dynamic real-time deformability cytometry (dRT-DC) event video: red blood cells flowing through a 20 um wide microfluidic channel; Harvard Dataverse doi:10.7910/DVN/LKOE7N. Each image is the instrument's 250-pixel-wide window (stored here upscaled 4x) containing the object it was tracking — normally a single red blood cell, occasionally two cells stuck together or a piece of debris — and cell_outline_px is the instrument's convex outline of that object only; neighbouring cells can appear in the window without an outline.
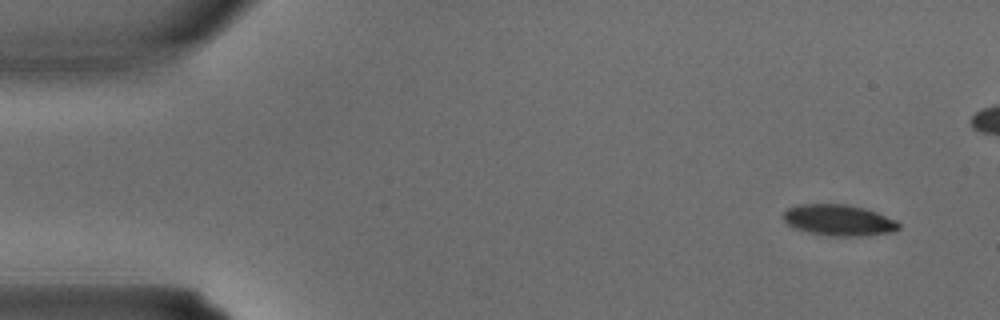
{"species": "common noctule bat (a hibernating species)", "species_latin": "Nyctalus noctula", "temperature_condition": "warm", "stored_images_in_passage": 4, "camera_frame_rate_fps": 3000, "um_per_image_px": 0.085, "animal": {"sex": "male", "body_mass_g": 15.6}, "frame": {"image": 1, "passage_image": 1, "time_ms": 0.0, "image_size_px": [1000, 320], "cell_outline_px": [[900, 228], [896, 232], [864, 236], [832, 236], [808, 232], [792, 228], [784, 220], [784, 212], [788, 208], [796, 204], [844, 204], [864, 208], [876, 212], [896, 220], [900, 224]], "centroid_in_image_um": [71.31, 18.72], "position_along_channel_um": 13.7, "area_um2": 21.1}}